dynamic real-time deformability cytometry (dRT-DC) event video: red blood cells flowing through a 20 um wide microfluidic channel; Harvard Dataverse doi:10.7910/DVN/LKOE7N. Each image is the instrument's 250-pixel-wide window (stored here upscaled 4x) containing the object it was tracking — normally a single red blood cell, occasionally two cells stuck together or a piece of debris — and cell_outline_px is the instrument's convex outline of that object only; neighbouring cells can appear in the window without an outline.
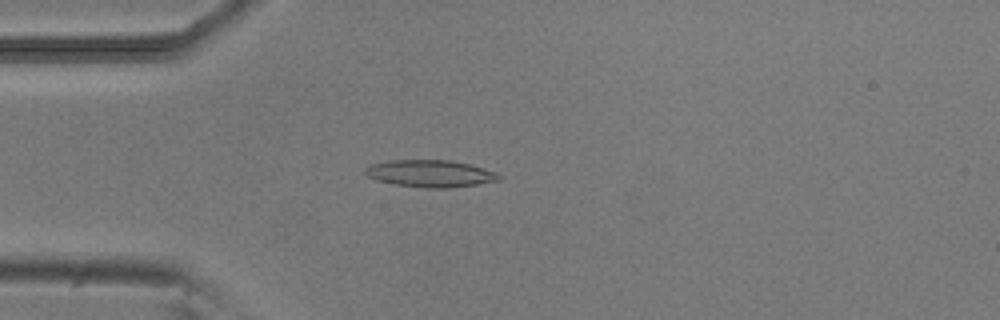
{"species": "common noctule bat (a hibernating species)", "species_latin": "Nyctalus noctula", "temperature_condition": "room temperature", "stored_images_in_passage": 52, "camera_frame_rate_fps": 3000, "um_per_image_px": 0.085, "animal": {"sex": "male", "body_mass_g": 20.5, "forearm_length_mm": 52.5}, "frame": {"image": 1, "passage_image": 14, "time_ms": 4.333, "image_size_px": [1000, 320], "cell_outline_px": [[504, 176], [500, 180], [452, 188], [424, 188], [396, 184], [376, 180], [368, 176], [364, 172], [364, 168], [372, 164], [392, 160], [452, 160], [468, 164], [496, 172]], "centroid_in_image_um": [36.59, 14.75], "position_along_channel_um": 48.4, "area_um2": 21.1}}
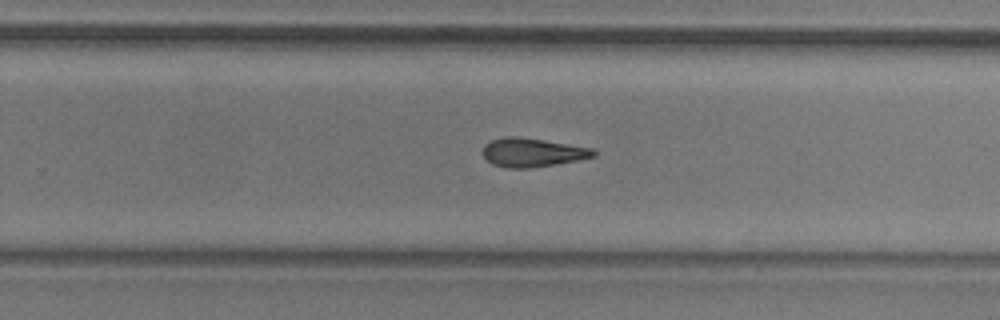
{"frame": {"image": 2, "passage_image": 33, "time_ms": 10.667, "image_size_px": [1000, 320], "cell_outline_px": [[596, 156], [580, 160], [556, 164], [528, 168], [508, 168], [492, 164], [484, 156], [484, 144], [492, 140], [504, 136], [520, 136], [592, 148], [596, 152]], "centroid_in_image_um": [45.27, 12.95], "position_along_channel_um": 284.5, "area_um2": 18.55}}
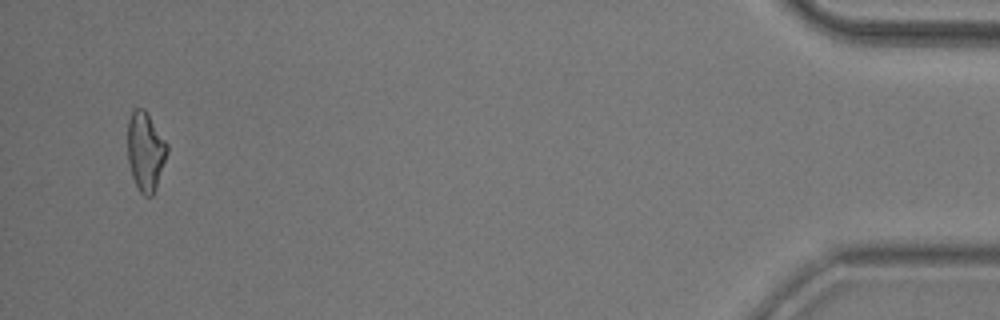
{"frame": {"image": 3, "passage_image": 50, "time_ms": 16.333, "image_size_px": [1000, 320], "cell_outline_px": [[168, 152], [156, 188], [152, 196], [144, 196], [140, 192], [132, 176], [128, 160], [128, 120], [132, 108], [144, 108], [168, 144]], "centroid_in_image_um": [12.37, 12.85], "position_along_channel_um": 422.8, "area_um2": 18.21}, "authors_computed_cell_mechanics": {"area_um2": 18.6116, "velocity_mm_per_s": 3.8989, "shape_relaxation_time_tau1_ms": 10.7925, "shape_relaxation_time_tau2_ms": null, "deformation_change_tau1": 0.2351, "deformation_change_tau2": null}}